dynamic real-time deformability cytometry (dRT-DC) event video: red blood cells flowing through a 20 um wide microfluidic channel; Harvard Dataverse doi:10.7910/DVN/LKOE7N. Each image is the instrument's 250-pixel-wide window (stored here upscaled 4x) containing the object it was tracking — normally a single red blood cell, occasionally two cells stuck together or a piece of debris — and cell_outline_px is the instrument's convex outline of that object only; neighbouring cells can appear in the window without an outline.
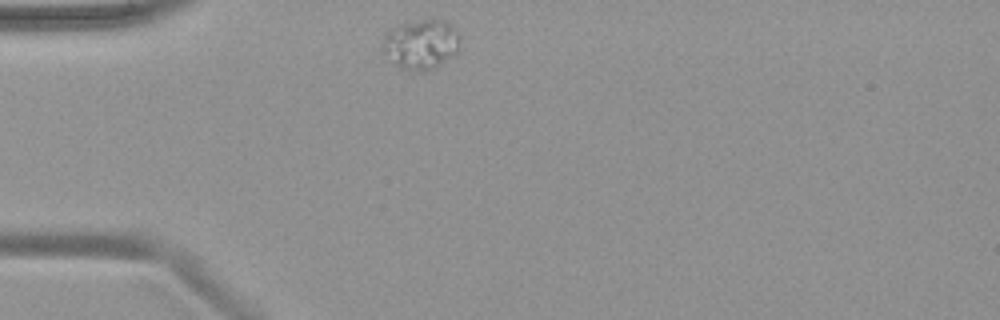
{"species": "common noctule bat (a hibernating species)", "species_latin": "Nyctalus noctula", "temperature_condition": "warm", "stored_images_in_passage": 38, "camera_frame_rate_fps": 3000, "um_per_image_px": 0.085, "animal": {"sex": "female", "body_mass_g": 19.9}, "frame": {"image": 1, "passage_image": 1, "time_ms": 0.0, "image_size_px": [1000, 320], "cell_outline_px": [[460, 44], [456, 52], [432, 68], [420, 72], [400, 68], [384, 52], [384, 36], [392, 28], [400, 24], [432, 16], [444, 20], [452, 24], [460, 32]], "centroid_in_image_um": [35.84, 3.69], "position_along_channel_um": 49.2, "area_um2": 22.48}}
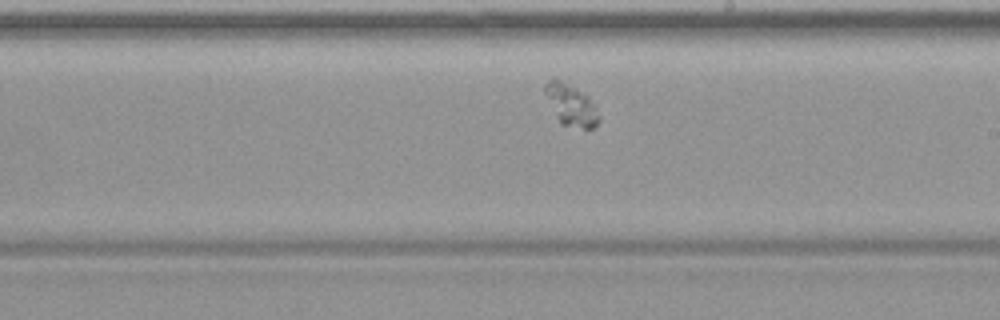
{"frame": {"image": 2, "passage_image": 17, "time_ms": 5.333, "image_size_px": [1000, 320], "cell_outline_px": [[600, 120], [592, 128], [584, 128], [560, 124], [544, 92], [544, 84], [548, 80], [560, 80], [572, 84], [588, 96], [596, 104], [600, 116]], "centroid_in_image_um": [48.57, 8.9], "position_along_channel_um": 240.4, "area_um2": 13.12}}
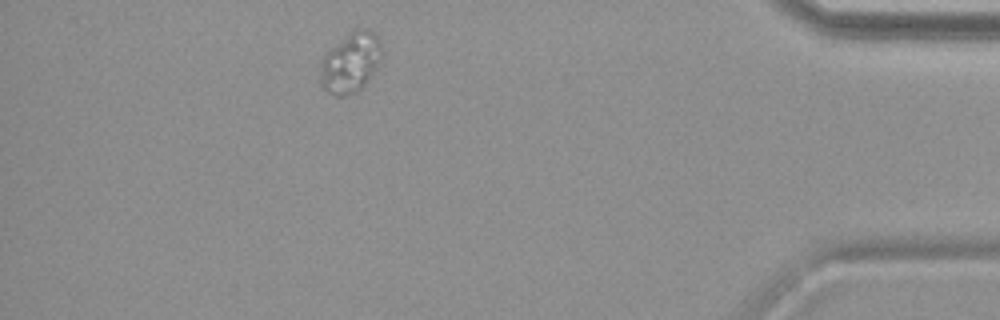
{"frame": {"image": 3, "passage_image": 33, "time_ms": 10.667, "image_size_px": [1000, 320], "cell_outline_px": [[384, 52], [380, 60], [368, 80], [360, 92], [344, 96], [336, 96], [328, 92], [320, 84], [320, 64], [324, 56], [352, 28], [364, 28], [372, 32], [376, 36]], "centroid_in_image_um": [29.8, 5.33], "position_along_channel_um": 405.4, "area_um2": 21.68}}